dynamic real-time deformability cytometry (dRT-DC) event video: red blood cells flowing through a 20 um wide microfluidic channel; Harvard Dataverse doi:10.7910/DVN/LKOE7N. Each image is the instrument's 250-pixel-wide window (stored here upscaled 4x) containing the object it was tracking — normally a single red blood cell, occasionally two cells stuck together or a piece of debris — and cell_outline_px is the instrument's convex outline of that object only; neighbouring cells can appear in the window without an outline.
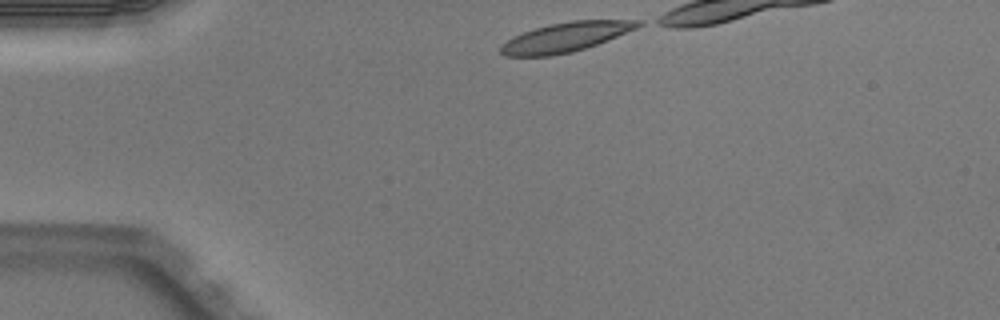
{"species": "Egyptian fruit bat (a non-hibernating species)", "species_latin": "Rousettus aegyptiacus", "temperature_condition": "warm", "stored_images_in_passage": 3, "camera_frame_rate_fps": 3000, "um_per_image_px": 0.085, "animal": {"sex": "male"}, "frame": {"image": 1, "passage_image": 1, "time_ms": 0.0, "image_size_px": [1000, 320], "cell_outline_px": [[644, 24], [636, 28], [608, 40], [572, 52], [552, 56], [504, 56], [500, 52], [500, 48], [512, 36], [536, 28], [568, 20], [644, 20]], "centroid_in_image_um": [48.1, 3.15], "position_along_channel_um": 36.9, "area_um2": 23.41}}